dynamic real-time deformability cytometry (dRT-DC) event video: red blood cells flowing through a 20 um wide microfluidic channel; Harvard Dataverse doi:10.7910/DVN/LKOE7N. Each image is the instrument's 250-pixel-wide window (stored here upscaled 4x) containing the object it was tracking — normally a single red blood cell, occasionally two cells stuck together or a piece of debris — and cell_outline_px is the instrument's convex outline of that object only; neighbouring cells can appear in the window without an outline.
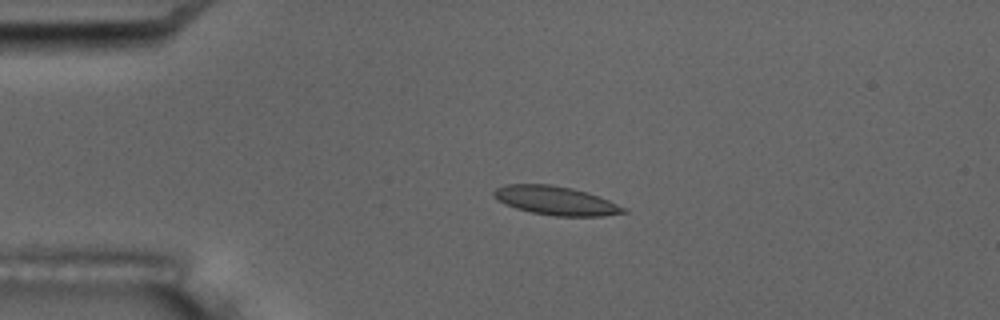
{"species": "common noctule bat (a hibernating species)", "species_latin": "Nyctalus noctula", "temperature_condition": "room temperature", "stored_images_in_passage": 4, "camera_frame_rate_fps": 3000, "um_per_image_px": 0.085, "animal": {"sex": "male", "body_mass_g": 17.5, "forearm_length_mm": 52.3}, "frame": {"image": 1, "passage_image": 3, "time_ms": 2.333, "image_size_px": [1000, 320], "cell_outline_px": [[628, 212], [604, 216], [556, 216], [532, 212], [516, 208], [504, 204], [496, 200], [492, 196], [492, 192], [496, 188], [504, 184], [548, 184], [572, 188], [608, 200], [628, 208]], "centroid_in_image_um": [47.2, 17.05], "position_along_channel_um": 37.8, "area_um2": 21.73}}